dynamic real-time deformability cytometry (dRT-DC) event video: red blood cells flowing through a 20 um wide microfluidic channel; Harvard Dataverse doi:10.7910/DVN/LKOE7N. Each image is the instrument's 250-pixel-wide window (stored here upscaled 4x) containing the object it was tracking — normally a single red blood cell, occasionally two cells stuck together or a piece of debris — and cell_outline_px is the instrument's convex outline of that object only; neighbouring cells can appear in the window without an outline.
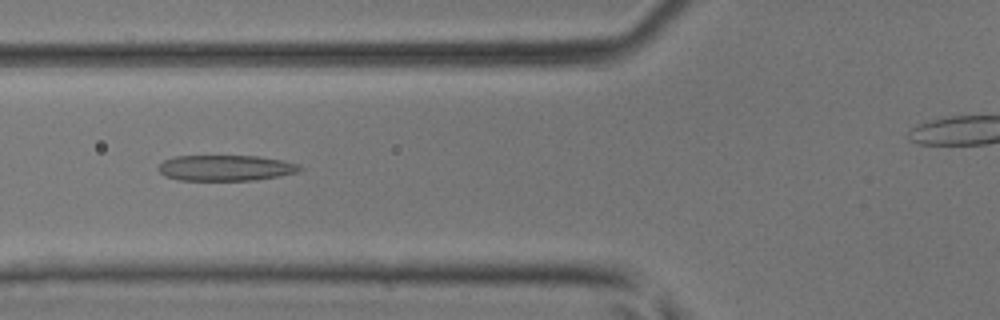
{"species": "common noctule bat (a hibernating species)", "species_latin": "Nyctalus noctula", "temperature_condition": "room temperature", "stored_images_in_passage": 6, "camera_frame_rate_fps": 3000, "um_per_image_px": 0.085, "animal": {"sex": "male", "body_mass_g": 17.9, "forearm_length_mm": 54.2}, "frame": {"image": 1, "passage_image": 5, "time_ms": 4.667, "image_size_px": [1000, 320], "cell_outline_px": [[304, 168], [296, 172], [256, 180], [180, 180], [164, 176], [156, 168], [164, 160], [176, 156], [260, 156], [284, 160], [300, 164]], "centroid_in_image_um": [19.18, 14.27], "position_along_channel_um": 106.6, "area_um2": 21.27}}